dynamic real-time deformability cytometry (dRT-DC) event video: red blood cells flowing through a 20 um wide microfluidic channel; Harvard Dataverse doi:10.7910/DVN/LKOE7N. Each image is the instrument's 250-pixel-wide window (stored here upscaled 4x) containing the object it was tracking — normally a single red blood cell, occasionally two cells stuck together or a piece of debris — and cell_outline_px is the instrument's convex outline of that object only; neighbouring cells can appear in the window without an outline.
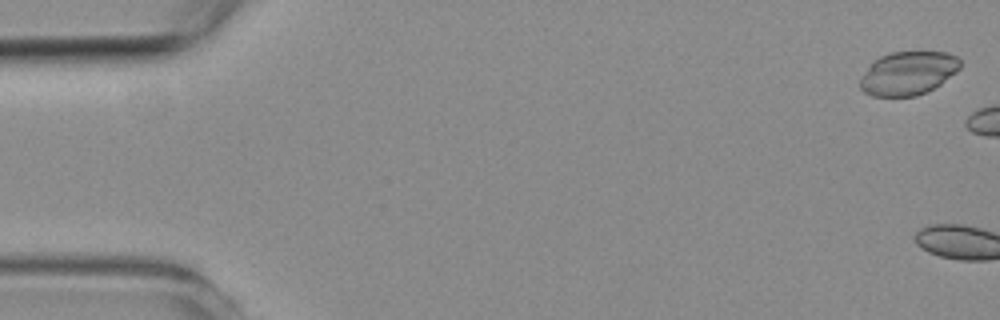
{"species": "common noctule bat (a hibernating species)", "species_latin": "Nyctalus noctula", "temperature_condition": "room temperature", "stored_images_in_passage": 10, "camera_frame_rate_fps": 3000, "um_per_image_px": 0.085, "animal": {"sex": "female", "body_mass_g": 19.3, "forearm_length_mm": 54.1}, "frame": {"image": 1, "passage_image": 1, "time_ms": 0.0, "image_size_px": [1000, 320], "cell_outline_px": [[960, 68], [956, 72], [940, 84], [916, 96], [872, 96], [864, 92], [860, 88], [860, 80], [868, 68], [880, 56], [892, 52], [948, 52], [956, 56], [960, 60]], "centroid_in_image_um": [77.2, 6.22], "position_along_channel_um": 7.8, "area_um2": 25.03}}